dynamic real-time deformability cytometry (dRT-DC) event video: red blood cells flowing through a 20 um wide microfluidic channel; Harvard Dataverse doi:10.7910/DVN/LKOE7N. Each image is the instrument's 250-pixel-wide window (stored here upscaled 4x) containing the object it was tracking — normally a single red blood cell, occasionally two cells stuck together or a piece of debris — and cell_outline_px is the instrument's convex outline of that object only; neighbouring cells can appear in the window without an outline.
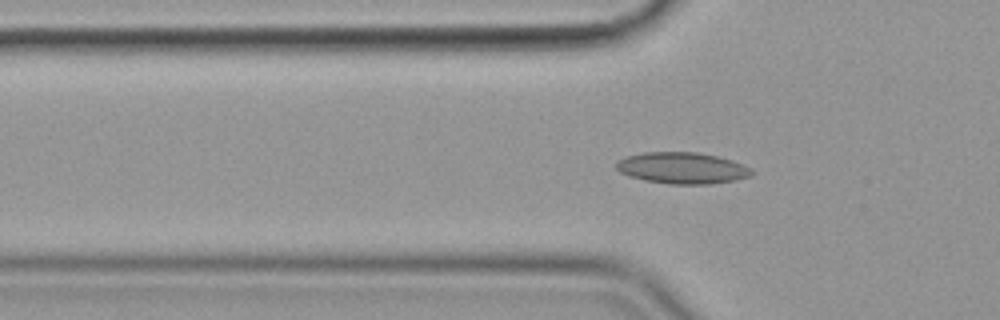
{"species": "common noctule bat (a hibernating species)", "species_latin": "Nyctalus noctula", "temperature_condition": "cold", "stored_images_in_passage": 22, "camera_frame_rate_fps": 3000, "um_per_image_px": 0.085, "animal": {"sex": "female", "body_mass_g": 19.9}, "frame": {"image": 1, "passage_image": 19, "time_ms": 6.0, "image_size_px": [1000, 320], "cell_outline_px": [[752, 176], [736, 180], [708, 184], [668, 184], [644, 180], [628, 176], [620, 172], [616, 168], [616, 160], [628, 156], [644, 152], [696, 152], [716, 156], [732, 160], [744, 164], [752, 168]], "centroid_in_image_um": [57.99, 14.28], "position_along_channel_um": 67.8, "area_um2": 24.91}}
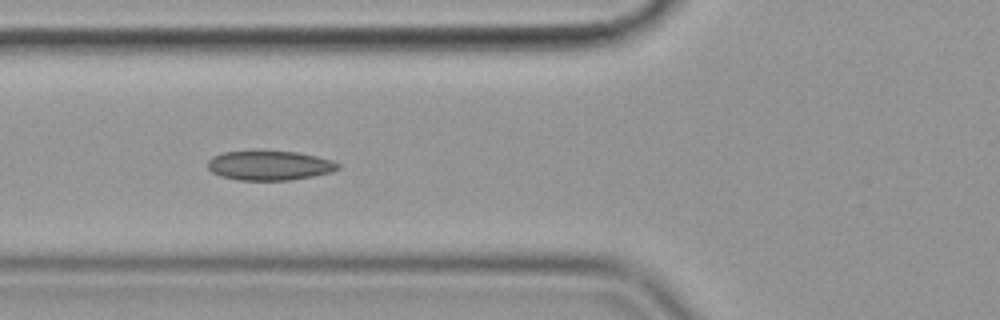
{"frame": {"image": 2, "passage_image": 22, "time_ms": 7.0, "image_size_px": [1000, 320], "cell_outline_px": [[340, 168], [332, 172], [312, 176], [288, 180], [236, 180], [220, 176], [212, 172], [208, 168], [208, 160], [212, 156], [224, 152], [296, 152], [316, 156], [332, 160], [340, 164]], "centroid_in_image_um": [22.91, 14.08], "position_along_channel_um": 102.9, "area_um2": 22.14}}